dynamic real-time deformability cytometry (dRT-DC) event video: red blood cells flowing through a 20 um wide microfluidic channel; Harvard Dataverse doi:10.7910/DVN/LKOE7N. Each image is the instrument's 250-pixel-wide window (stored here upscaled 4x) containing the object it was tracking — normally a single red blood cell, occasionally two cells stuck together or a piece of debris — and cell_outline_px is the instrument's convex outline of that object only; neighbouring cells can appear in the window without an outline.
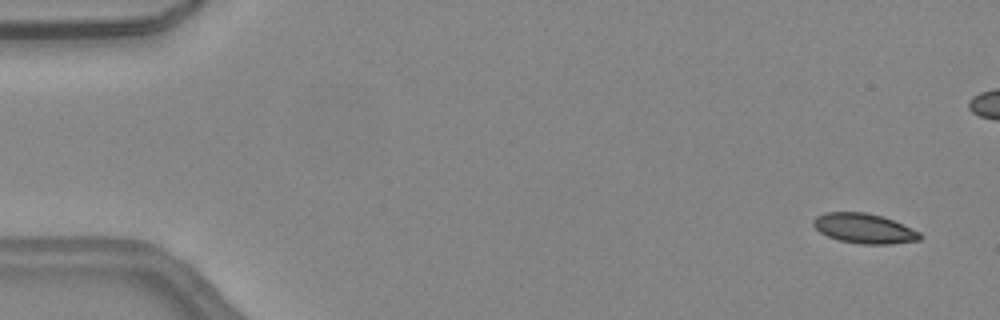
{"species": "common noctule bat (a hibernating species)", "species_latin": "Nyctalus noctula", "temperature_condition": "warm", "stored_images_in_passage": 46, "camera_frame_rate_fps": 3000, "um_per_image_px": 0.085, "animal": {"sex": "female", "body_mass_g": 24.6, "forearm_length_mm": 56.2}, "frame": {"image": 1, "passage_image": 2, "time_ms": 0.333, "image_size_px": [1000, 320], "cell_outline_px": [[924, 236], [920, 240], [892, 244], [860, 244], [840, 240], [828, 236], [820, 232], [812, 224], [812, 220], [816, 216], [824, 212], [864, 212], [880, 216], [892, 220], [920, 232]], "centroid_in_image_um": [73.45, 19.42], "position_along_channel_um": 11.6, "area_um2": 18.5}}
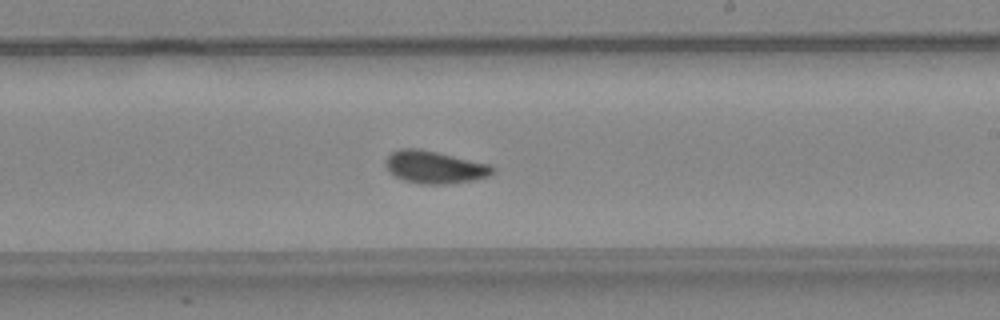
{"frame": {"image": 2, "passage_image": 27, "time_ms": 8.667, "image_size_px": [1000, 320], "cell_outline_px": [[496, 172], [488, 176], [472, 180], [448, 184], [420, 184], [404, 180], [388, 172], [384, 164], [384, 160], [392, 152], [400, 148], [420, 148], [488, 164], [496, 168]], "centroid_in_image_um": [36.91, 14.2], "position_along_channel_um": 252.1, "area_um2": 20.35}}
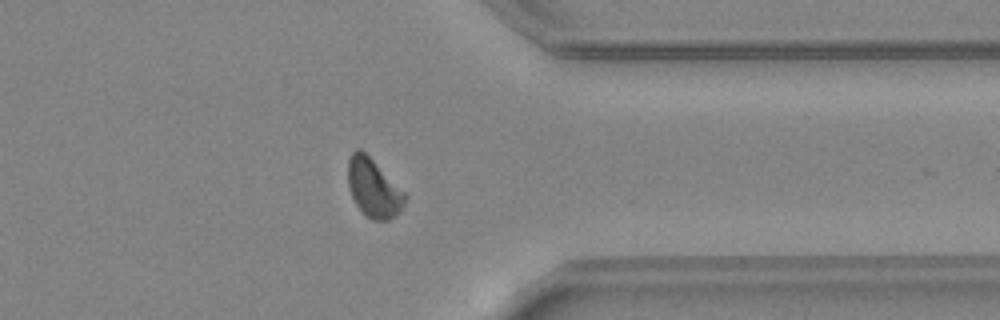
{"frame": {"image": 3, "passage_image": 36, "time_ms": 11.667, "image_size_px": [1000, 320], "cell_outline_px": [[408, 196], [404, 204], [388, 220], [372, 220], [356, 204], [352, 196], [348, 184], [348, 160], [352, 152], [356, 148], [360, 148]], "centroid_in_image_um": [31.72, 15.96], "position_along_channel_um": 379.7, "area_um2": 18.73}, "authors_computed_cell_mechanics": {"area_um2": 19.4208, "velocity_mm_per_s": 4.498, "shape_relaxation_time_tau1_ms": 8.5449, "shape_relaxation_time_tau2_ms": 1.568, "deformation_change_tau1": 0.1681, "deformation_change_tau2": 0.0337}}